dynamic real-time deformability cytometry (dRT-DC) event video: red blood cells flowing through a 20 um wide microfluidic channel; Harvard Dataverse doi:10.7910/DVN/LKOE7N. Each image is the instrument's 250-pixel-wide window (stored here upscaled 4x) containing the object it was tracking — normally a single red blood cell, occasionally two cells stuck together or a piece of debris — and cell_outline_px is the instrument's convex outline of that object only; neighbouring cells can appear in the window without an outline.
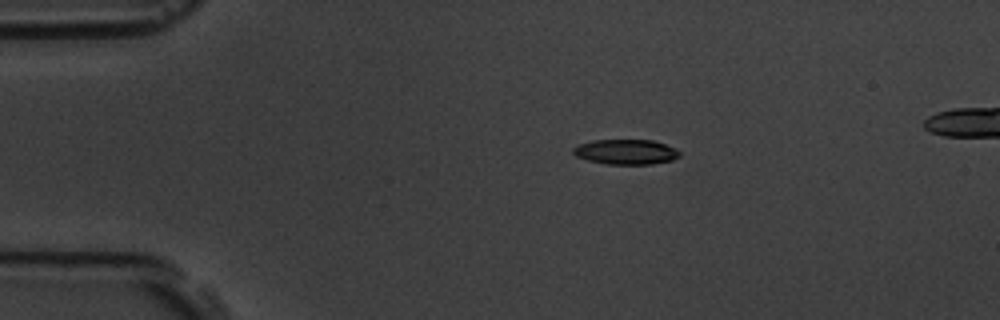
{"species": "common noctule bat (a hibernating species)", "species_latin": "Nyctalus noctula", "temperature_condition": "room temperature", "stored_images_in_passage": 6, "camera_frame_rate_fps": 3000, "um_per_image_px": 0.085, "animal": {"sex": "male", "body_mass_g": 19.5, "forearm_length_mm": 54.6}, "frame": {"image": 1, "passage_image": 4, "time_ms": 1.0, "image_size_px": [1000, 320], "cell_outline_px": [[680, 156], [672, 160], [652, 164], [604, 164], [588, 160], [576, 156], [572, 152], [572, 148], [576, 144], [592, 140], [652, 140], [676, 148], [680, 152]], "centroid_in_image_um": [53.17, 12.9], "position_along_channel_um": 31.8, "area_um2": 15.66}}